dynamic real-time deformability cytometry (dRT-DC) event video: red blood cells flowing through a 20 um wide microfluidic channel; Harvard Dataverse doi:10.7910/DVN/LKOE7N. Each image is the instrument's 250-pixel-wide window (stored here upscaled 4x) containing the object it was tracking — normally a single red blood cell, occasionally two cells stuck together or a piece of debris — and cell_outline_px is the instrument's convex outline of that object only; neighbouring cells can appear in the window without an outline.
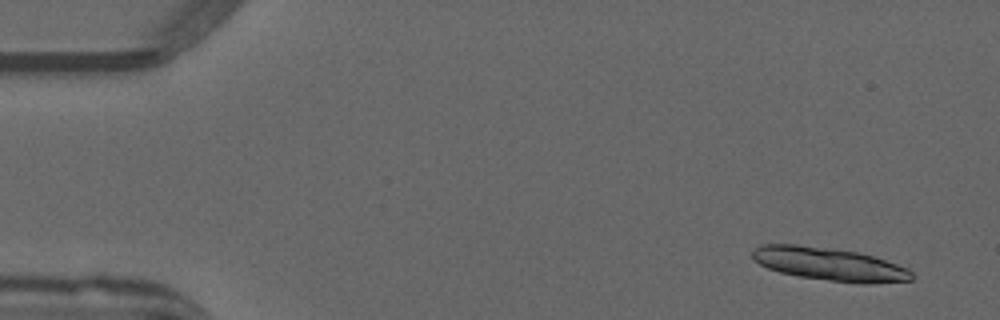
{"species": "common noctule bat (a hibernating species)", "species_latin": "Nyctalus noctula", "temperature_condition": "warm", "stored_images_in_passage": 25, "camera_frame_rate_fps": 3000, "um_per_image_px": 0.085, "animal": {"sex": "male", "forearm_length_mm": 52.5}, "frame": {"image": 1, "passage_image": 3, "time_ms": 0.667, "image_size_px": [1000, 320], "cell_outline_px": [[916, 276], [912, 280], [864, 284], [828, 280], [800, 276], [780, 272], [768, 268], [760, 264], [752, 256], [752, 252], [760, 244], [796, 244], [856, 252], [872, 256], [908, 268]], "centroid_in_image_um": [70.52, 22.45], "position_along_channel_um": 14.5, "area_um2": 30.29}}
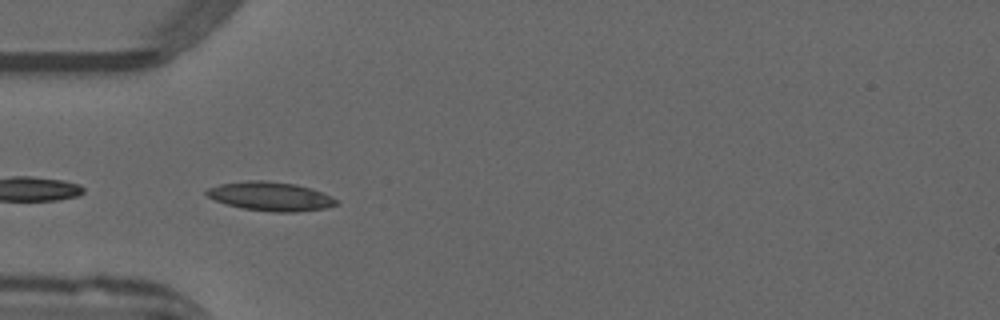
{"frame": {"image": 2, "passage_image": 16, "time_ms": 5.0, "image_size_px": [1000, 320], "cell_outline_px": [[336, 204], [324, 208], [296, 212], [272, 212], [244, 208], [224, 204], [208, 196], [204, 192], [208, 188], [220, 184], [248, 180], [264, 180], [296, 184], [332, 196], [336, 200]], "centroid_in_image_um": [22.95, 16.68], "position_along_channel_um": 62.1, "area_um2": 21.62}}
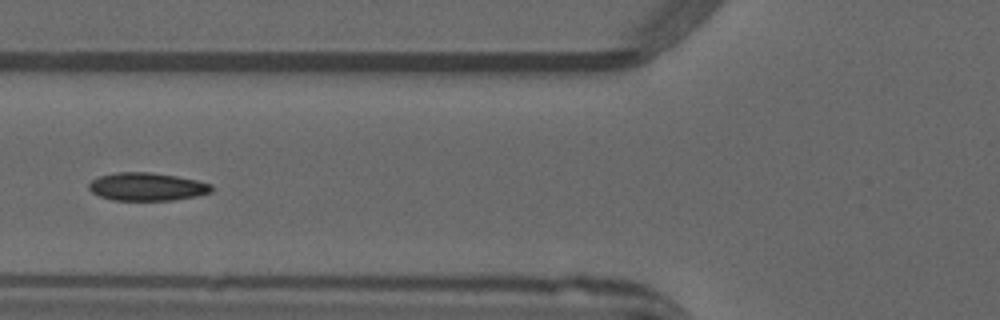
{"frame": {"image": 3, "passage_image": 20, "time_ms": 6.333, "image_size_px": [1000, 320], "cell_outline_px": [[212, 192], [196, 196], [172, 200], [112, 200], [100, 196], [92, 192], [88, 188], [88, 184], [92, 180], [100, 176], [116, 172], [152, 172], [176, 176], [196, 180], [212, 184]], "centroid_in_image_um": [12.49, 15.87], "position_along_channel_um": 113.3, "area_um2": 20.0}}